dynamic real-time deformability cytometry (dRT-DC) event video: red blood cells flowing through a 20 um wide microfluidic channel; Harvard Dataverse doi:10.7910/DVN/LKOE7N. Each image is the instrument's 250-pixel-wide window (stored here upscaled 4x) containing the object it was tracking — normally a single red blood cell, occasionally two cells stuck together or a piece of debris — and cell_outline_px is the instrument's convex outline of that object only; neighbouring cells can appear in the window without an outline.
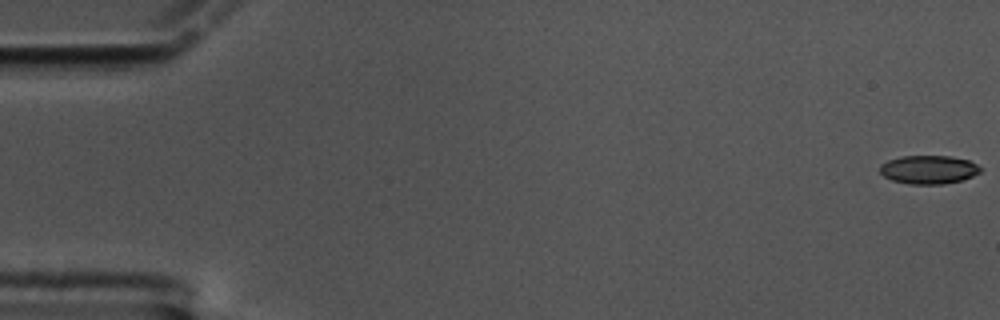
{"species": "common noctule bat (a hibernating species)", "species_latin": "Nyctalus noctula", "temperature_condition": "cold", "stored_images_in_passage": 60, "camera_frame_rate_fps": 3000, "um_per_image_px": 0.085, "animal": {"sex": "male", "body_mass_g": 17.5, "forearm_length_mm": 52.3}, "frame": {"image": 1, "passage_image": 1, "time_ms": 0.0, "image_size_px": [1000, 320], "cell_outline_px": [[980, 172], [964, 180], [944, 184], [908, 184], [892, 180], [884, 176], [880, 172], [880, 164], [888, 160], [900, 156], [952, 156], [968, 160], [976, 164], [980, 168]], "centroid_in_image_um": [78.92, 14.42], "position_along_channel_um": 6.1, "area_um2": 16.76}}
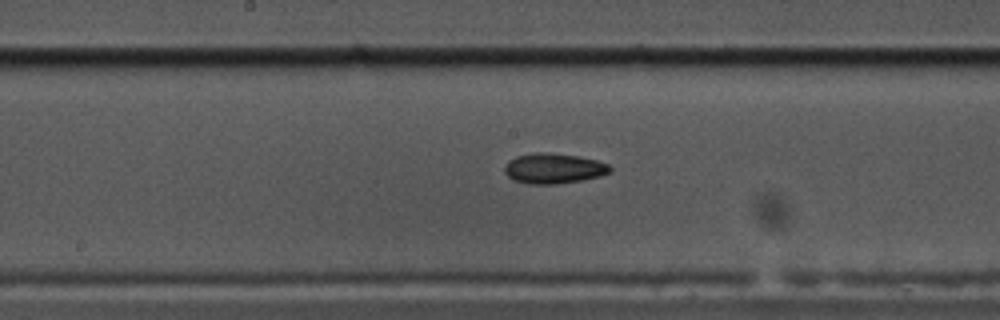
{"frame": {"image": 2, "passage_image": 31, "time_ms": 10.0, "image_size_px": [1000, 320], "cell_outline_px": [[612, 172], [600, 176], [584, 180], [556, 184], [528, 184], [512, 180], [504, 172], [504, 168], [508, 160], [516, 156], [532, 152], [544, 152], [576, 156], [596, 160], [608, 164], [612, 168]], "centroid_in_image_um": [47.04, 14.32], "position_along_channel_um": 201.2, "area_um2": 18.79}}
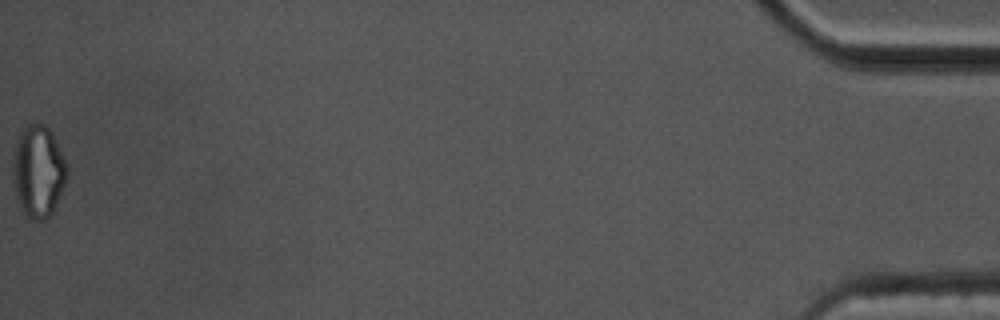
{"frame": {"image": 3, "passage_image": 60, "time_ms": 19.667, "image_size_px": [1000, 320], "cell_outline_px": [[68, 168], [64, 184], [56, 204], [52, 212], [44, 220], [28, 220], [24, 216], [20, 208], [16, 196], [12, 176], [12, 164], [16, 140], [20, 132], [28, 124], [36, 120], [44, 124], [48, 128], [56, 140], [68, 164]], "centroid_in_image_um": [3.23, 14.55], "position_along_channel_um": 432.0, "area_um2": 29.48}, "authors_computed_cell_mechanics": {"area_um2": 17.8024, "velocity_mm_per_s": 3.4196, "shape_relaxation_time_tau1_ms": 7.3131, "shape_relaxation_time_tau2_ms": 6.497, "deformation_change_tau1": 0.152, "deformation_change_tau2": 0.125}}